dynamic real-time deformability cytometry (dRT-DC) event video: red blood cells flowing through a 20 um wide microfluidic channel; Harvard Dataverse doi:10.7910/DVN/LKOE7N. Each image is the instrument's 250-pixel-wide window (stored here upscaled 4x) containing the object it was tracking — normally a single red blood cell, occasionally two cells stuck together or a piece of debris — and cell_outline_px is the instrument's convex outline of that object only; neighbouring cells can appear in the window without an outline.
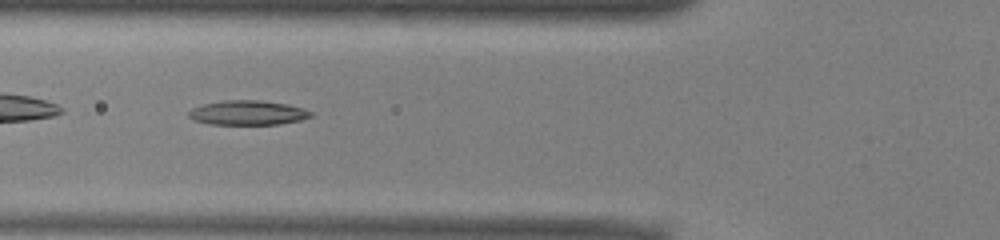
{"species": "common noctule bat (a hibernating species)", "species_latin": "Nyctalus noctula", "temperature_condition": "warm", "stored_images_in_passage": 35, "camera_frame_rate_fps": 3000, "um_per_image_px": 0.085, "animal": {"sex": "male", "body_mass_g": 13.0, "forearm_length_mm": 53.1}, "frame": {"image": 1, "passage_image": 4, "time_ms": 1.0, "image_size_px": [1000, 240], "cell_outline_px": [[312, 116], [300, 120], [280, 124], [208, 124], [192, 120], [188, 116], [188, 112], [192, 108], [204, 104], [224, 100], [260, 100], [288, 104], [312, 112]], "centroid_in_image_um": [21.02, 9.58], "position_along_channel_um": 104.8, "area_um2": 17.4}}
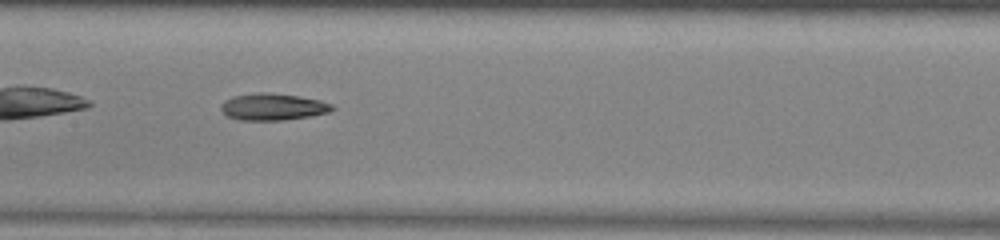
{"frame": {"image": 2, "passage_image": 10, "time_ms": 3.0, "image_size_px": [1000, 240], "cell_outline_px": [[336, 108], [328, 112], [308, 116], [284, 120], [240, 120], [228, 116], [220, 108], [220, 104], [224, 100], [232, 96], [260, 92], [268, 92], [296, 96], [320, 100], [332, 104]], "centroid_in_image_um": [23.17, 9.07], "position_along_channel_um": 184.2, "area_um2": 17.28}}
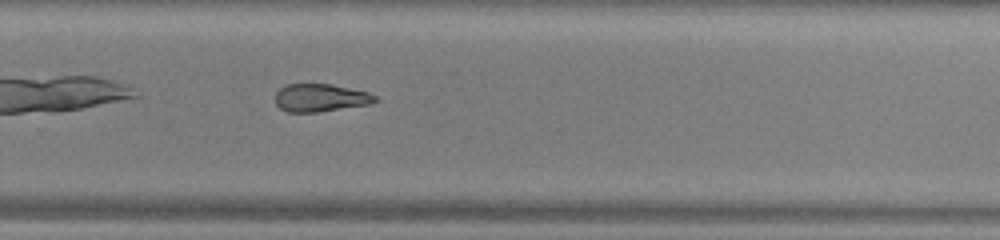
{"frame": {"image": 3, "passage_image": 19, "time_ms": 6.0, "image_size_px": [1000, 240], "cell_outline_px": [[380, 100], [368, 104], [316, 112], [288, 112], [280, 108], [276, 104], [276, 92], [280, 88], [288, 84], [332, 84], [368, 92], [376, 96]], "centroid_in_image_um": [27.24, 8.3], "position_along_channel_um": 302.6, "area_um2": 16.07}, "authors_computed_cell_mechanics": {"area_um2": 17.3978, "velocity_mm_per_s": 3.9603, "shape_relaxation_time_tau1_ms": null, "shape_relaxation_time_tau2_ms": 8.788, "deformation_change_tau1": null, "deformation_change_tau2": 0.2257}}